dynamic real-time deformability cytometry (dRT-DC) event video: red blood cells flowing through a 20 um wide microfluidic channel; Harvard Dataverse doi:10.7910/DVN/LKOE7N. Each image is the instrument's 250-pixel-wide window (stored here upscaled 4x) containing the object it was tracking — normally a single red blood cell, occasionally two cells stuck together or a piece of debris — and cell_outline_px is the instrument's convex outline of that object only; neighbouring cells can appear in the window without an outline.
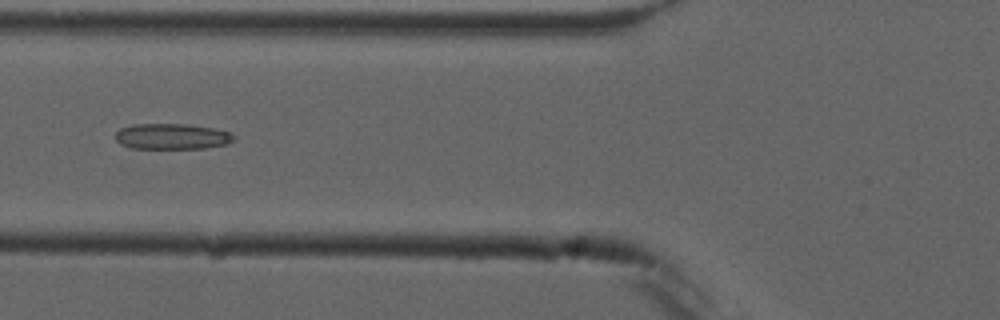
{"species": "common noctule bat (a hibernating species)", "species_latin": "Nyctalus noctula", "temperature_condition": "cold", "stored_images_in_passage": 6, "camera_frame_rate_fps": 3000, "um_per_image_px": 0.085, "animal": {"sex": "male", "forearm_length_mm": 52.5}, "frame": {"image": 1, "passage_image": 6, "time_ms": 5.667, "image_size_px": [1000, 320], "cell_outline_px": [[236, 140], [228, 144], [204, 148], [132, 148], [120, 144], [116, 140], [116, 132], [120, 128], [132, 124], [188, 124], [212, 128], [232, 132], [236, 136]], "centroid_in_image_um": [14.66, 11.59], "position_along_channel_um": 111.1, "area_um2": 17.92}}